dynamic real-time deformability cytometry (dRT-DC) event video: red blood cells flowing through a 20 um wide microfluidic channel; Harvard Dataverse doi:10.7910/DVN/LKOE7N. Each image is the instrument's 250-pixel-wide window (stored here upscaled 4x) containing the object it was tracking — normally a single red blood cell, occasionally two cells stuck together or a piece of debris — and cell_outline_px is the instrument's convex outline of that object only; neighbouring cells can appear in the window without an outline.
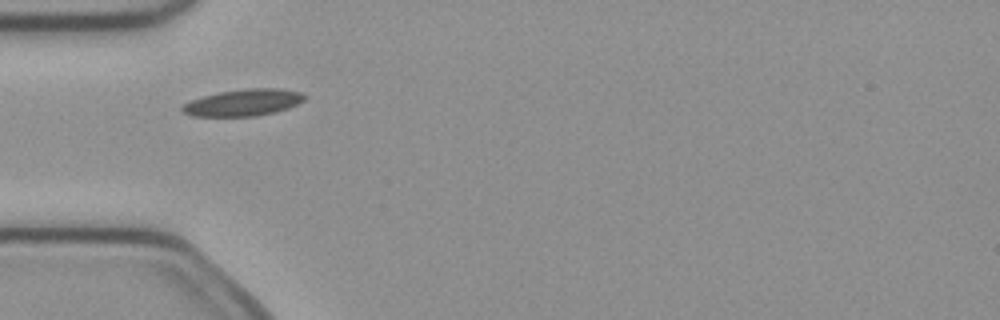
{"species": "common noctule bat (a hibernating species)", "species_latin": "Nyctalus noctula", "temperature_condition": "cold", "stored_images_in_passage": 4, "camera_frame_rate_fps": 3000, "um_per_image_px": 0.085, "animal": {"sex": "female", "body_mass_g": 21.9}, "frame": {"image": 1, "passage_image": 1, "time_ms": 0.0, "image_size_px": [1000, 320], "cell_outline_px": [[308, 96], [304, 100], [288, 108], [276, 112], [256, 116], [192, 116], [180, 112], [180, 108], [184, 104], [192, 100], [204, 96], [220, 92], [244, 88], [280, 88], [300, 92]], "centroid_in_image_um": [20.69, 8.72], "position_along_channel_um": 64.3, "area_um2": 19.13}}
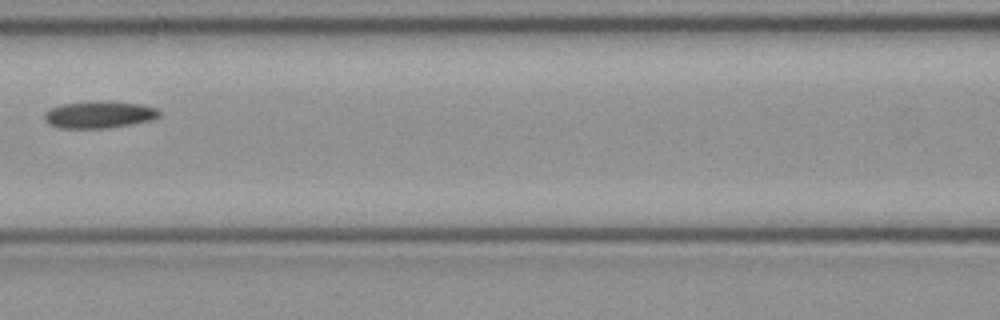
{"frame": {"image": 2, "passage_image": 3, "time_ms": 0.667, "image_size_px": [1000, 320], "cell_outline_px": [[160, 116], [152, 120], [132, 124], [108, 128], [56, 128], [48, 124], [44, 120], [44, 112], [60, 104], [140, 104], [156, 108], [160, 112]], "centroid_in_image_um": [8.39, 9.81], "position_along_channel_um": 158.2, "area_um2": 17.17}}
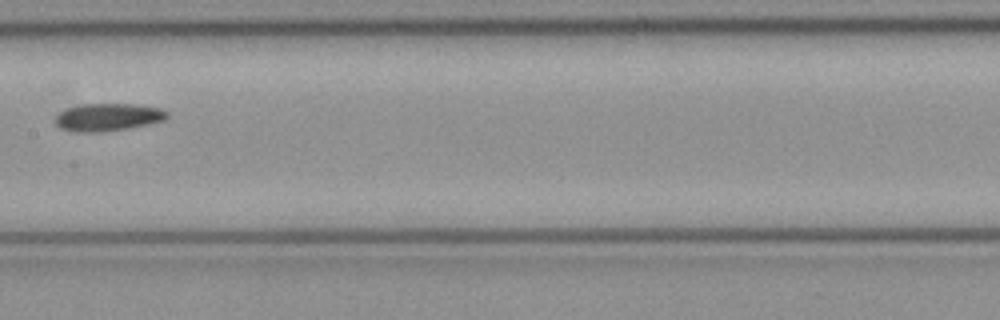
{"frame": {"image": 3, "passage_image": 4, "time_ms": 1.0, "image_size_px": [1000, 320], "cell_outline_px": [[168, 116], [164, 120], [148, 124], [128, 128], [104, 132], [72, 132], [60, 128], [52, 120], [60, 112], [68, 108], [80, 104], [136, 104], [160, 108], [168, 112]], "centroid_in_image_um": [9.14, 9.96], "position_along_channel_um": 198.3, "area_um2": 18.15}}